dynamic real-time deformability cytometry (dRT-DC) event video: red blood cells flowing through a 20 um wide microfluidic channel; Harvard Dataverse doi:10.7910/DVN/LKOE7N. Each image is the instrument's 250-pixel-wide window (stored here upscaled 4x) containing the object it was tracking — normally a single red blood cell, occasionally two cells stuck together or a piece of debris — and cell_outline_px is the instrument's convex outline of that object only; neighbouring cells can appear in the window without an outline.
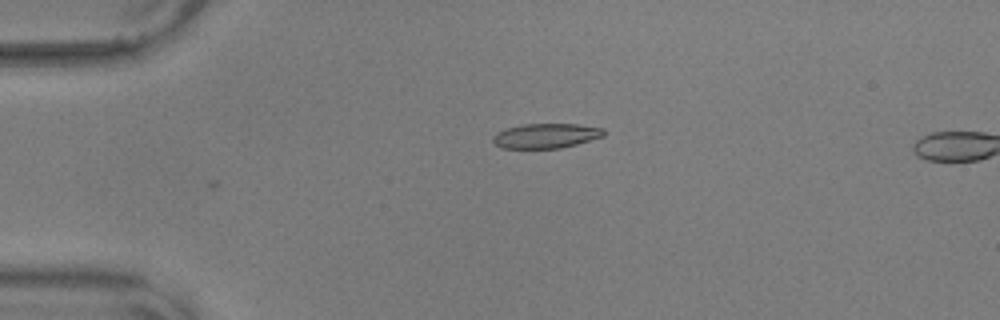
{"species": "common noctule bat (a hibernating species)", "species_latin": "Nyctalus noctula", "temperature_condition": "warm", "stored_images_in_passage": 5, "camera_frame_rate_fps": 3000, "um_per_image_px": 0.085, "animal": {"sex": "male", "body_mass_g": 17.9, "forearm_length_mm": 54.2}, "frame": {"image": 1, "passage_image": 1, "time_ms": 0.0, "image_size_px": [1000, 320], "cell_outline_px": [[604, 136], [576, 144], [560, 148], [500, 148], [492, 140], [492, 136], [496, 132], [508, 128], [524, 124], [576, 124], [604, 128]], "centroid_in_image_um": [46.39, 11.54], "position_along_channel_um": 38.6, "area_um2": 15.9}}